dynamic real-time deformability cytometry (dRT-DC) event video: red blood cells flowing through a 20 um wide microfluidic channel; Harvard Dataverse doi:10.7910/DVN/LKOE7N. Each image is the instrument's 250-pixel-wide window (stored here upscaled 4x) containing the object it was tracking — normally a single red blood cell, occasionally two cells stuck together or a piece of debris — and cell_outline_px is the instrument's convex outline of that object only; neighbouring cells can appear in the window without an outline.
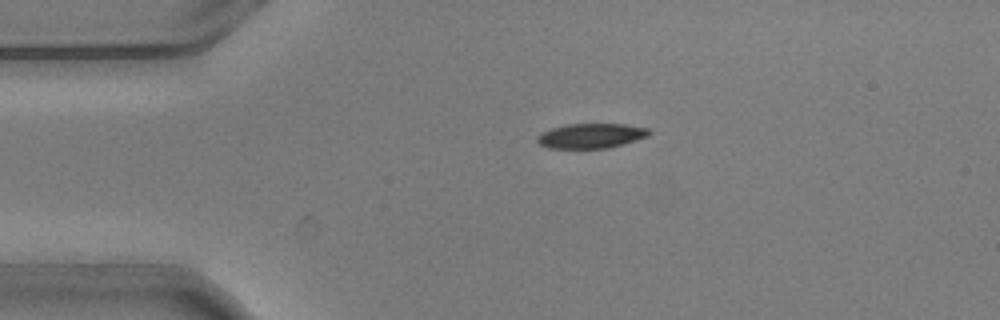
{"species": "common noctule bat (a hibernating species)", "species_latin": "Nyctalus noctula", "temperature_condition": "warm", "stored_images_in_passage": 2, "camera_frame_rate_fps": 3000, "um_per_image_px": 0.085, "animal": {"sex": "male", "body_mass_g": 20.5, "forearm_length_mm": 52.5}, "frame": {"image": 1, "passage_image": 1, "time_ms": 0.0, "image_size_px": [1000, 320], "cell_outline_px": [[652, 132], [648, 136], [624, 144], [608, 148], [548, 148], [540, 144], [536, 140], [536, 136], [540, 132], [552, 128], [568, 124], [624, 124], [648, 128]], "centroid_in_image_um": [50.23, 11.54], "position_along_channel_um": 34.8, "area_um2": 16.24}}